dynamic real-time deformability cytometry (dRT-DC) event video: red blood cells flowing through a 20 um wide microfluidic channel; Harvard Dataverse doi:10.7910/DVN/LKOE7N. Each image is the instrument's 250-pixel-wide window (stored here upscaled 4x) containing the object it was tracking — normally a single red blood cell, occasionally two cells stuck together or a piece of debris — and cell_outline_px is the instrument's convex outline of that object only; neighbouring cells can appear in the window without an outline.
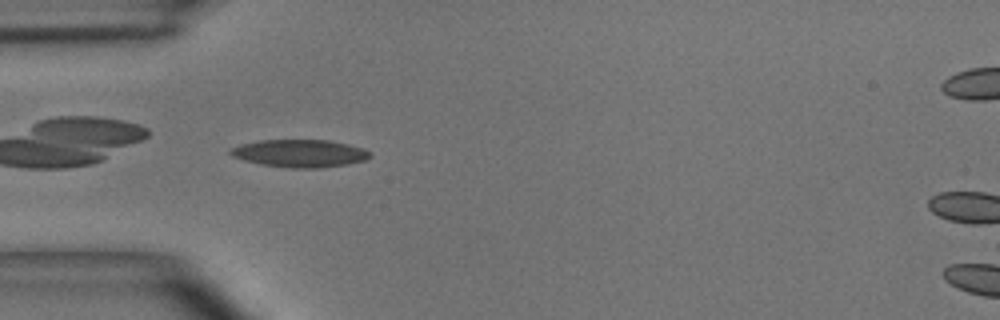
{"species": "common noctule bat (a hibernating species)", "species_latin": "Nyctalus noctula", "temperature_condition": "room temperature", "stored_images_in_passage": 7, "camera_frame_rate_fps": 3000, "um_per_image_px": 0.085, "animal": {"sex": "male", "body_mass_g": 15.6}, "frame": {"image": 1, "passage_image": 5, "time_ms": 1.333, "image_size_px": [1000, 320], "cell_outline_px": [[372, 156], [364, 160], [344, 164], [320, 168], [292, 168], [260, 164], [244, 160], [232, 156], [228, 152], [232, 148], [240, 144], [260, 140], [328, 140], [348, 144], [364, 148], [372, 152]], "centroid_in_image_um": [25.49, 13.03], "position_along_channel_um": 59.5, "area_um2": 22.43}}